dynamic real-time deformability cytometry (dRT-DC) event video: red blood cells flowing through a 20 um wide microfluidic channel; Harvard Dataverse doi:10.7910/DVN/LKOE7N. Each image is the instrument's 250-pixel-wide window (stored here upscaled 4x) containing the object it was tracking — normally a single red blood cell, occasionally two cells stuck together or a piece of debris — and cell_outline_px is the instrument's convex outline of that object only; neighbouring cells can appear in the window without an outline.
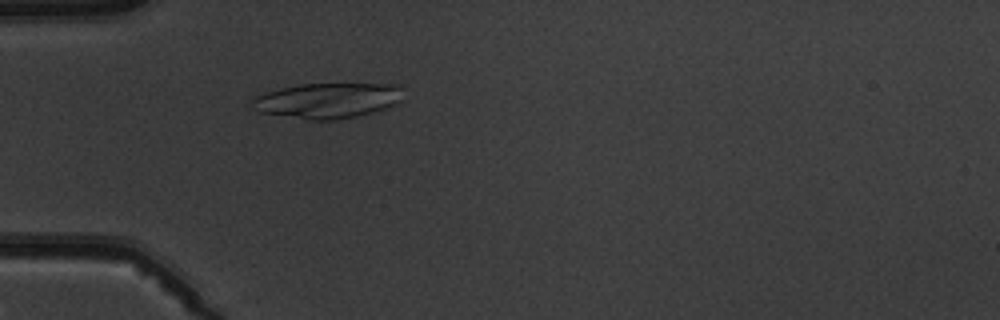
{"species": "common noctule bat (a hibernating species)", "species_latin": "Nyctalus noctula", "temperature_condition": "warm", "stored_images_in_passage": 5, "camera_frame_rate_fps": 3000, "um_per_image_px": 0.085, "animal": {"sex": "male", "body_mass_g": 19.5, "forearm_length_mm": 54.6}, "frame": {"image": 1, "passage_image": 5, "time_ms": 4.667, "image_size_px": [1000, 320], "cell_outline_px": [[404, 100], [388, 108], [356, 116], [336, 120], [308, 120], [260, 112], [252, 108], [252, 100], [256, 96], [264, 92], [280, 88], [300, 84], [400, 84]], "centroid_in_image_um": [27.87, 8.54], "position_along_channel_um": 57.1, "area_um2": 31.39}}